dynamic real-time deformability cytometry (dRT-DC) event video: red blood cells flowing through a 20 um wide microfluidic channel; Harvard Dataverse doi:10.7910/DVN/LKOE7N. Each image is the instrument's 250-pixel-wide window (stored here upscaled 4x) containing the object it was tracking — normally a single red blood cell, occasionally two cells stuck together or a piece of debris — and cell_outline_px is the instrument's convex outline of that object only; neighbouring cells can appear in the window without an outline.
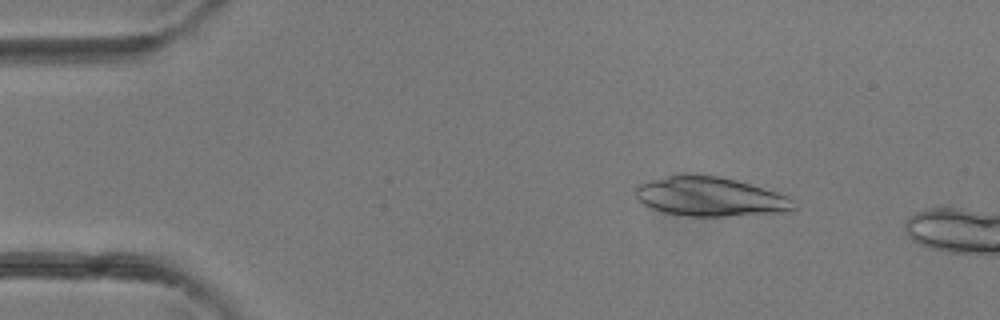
{"species": "common noctule bat (a hibernating species)", "species_latin": "Nyctalus noctula", "temperature_condition": "room temperature", "stored_images_in_passage": 10, "camera_frame_rate_fps": 3000, "um_per_image_px": 0.085, "animal": {"sex": "female"}, "frame": {"image": 1, "passage_image": 6, "time_ms": 1.667, "image_size_px": [1000, 320], "cell_outline_px": [[796, 208], [792, 212], [728, 216], [688, 216], [664, 212], [652, 208], [636, 200], [636, 184], [648, 180], [676, 172], [684, 172], [720, 176], [736, 180], [764, 188], [788, 196], [796, 200]], "centroid_in_image_um": [60.35, 16.69], "position_along_channel_um": 24.6, "area_um2": 37.22}}